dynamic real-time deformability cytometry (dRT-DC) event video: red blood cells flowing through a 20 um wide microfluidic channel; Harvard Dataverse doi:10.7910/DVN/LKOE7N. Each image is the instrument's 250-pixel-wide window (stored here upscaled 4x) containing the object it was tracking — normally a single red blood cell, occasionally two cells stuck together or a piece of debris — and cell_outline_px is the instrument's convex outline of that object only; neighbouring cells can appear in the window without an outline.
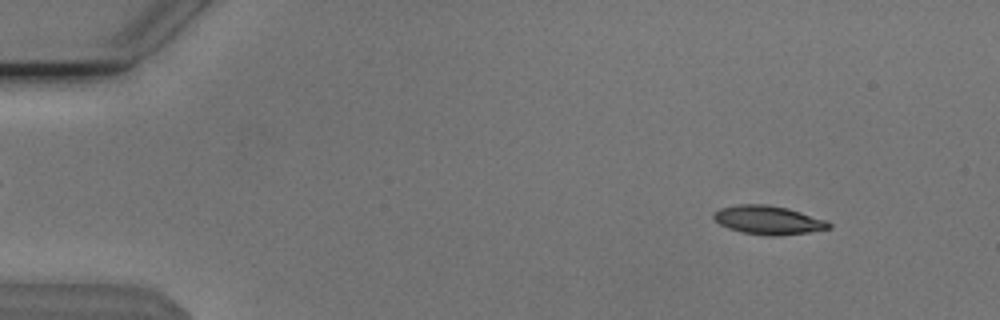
{"species": "Egyptian fruit bat (a non-hibernating species)", "species_latin": "Rousettus aegyptiacus", "temperature_condition": "cold", "stored_images_in_passage": 54, "camera_frame_rate_fps": 3000, "um_per_image_px": 0.085, "animal": {"sex": "male"}, "frame": {"image": 1, "passage_image": 6, "time_ms": 1.667, "image_size_px": [1000, 320], "cell_outline_px": [[832, 228], [808, 232], [776, 236], [768, 236], [744, 232], [728, 228], [720, 224], [712, 216], [712, 212], [720, 208], [740, 204], [764, 204], [784, 208], [800, 212], [828, 220], [832, 224]], "centroid_in_image_um": [65.31, 18.71], "position_along_channel_um": 19.7, "area_um2": 19.13}}
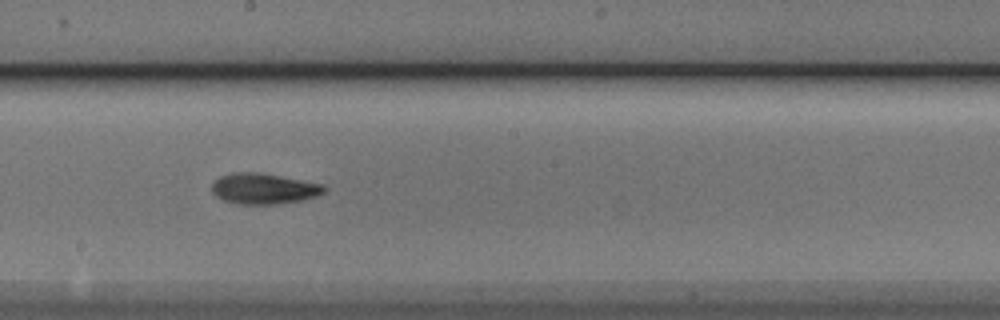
{"frame": {"image": 2, "passage_image": 30, "time_ms": 9.667, "image_size_px": [1000, 320], "cell_outline_px": [[328, 188], [324, 192], [316, 196], [300, 200], [276, 204], [236, 204], [224, 200], [216, 196], [212, 192], [212, 184], [220, 176], [232, 172], [256, 172], [280, 176], [324, 184]], "centroid_in_image_um": [22.42, 16.03], "position_along_channel_um": 225.8, "area_um2": 20.06}}
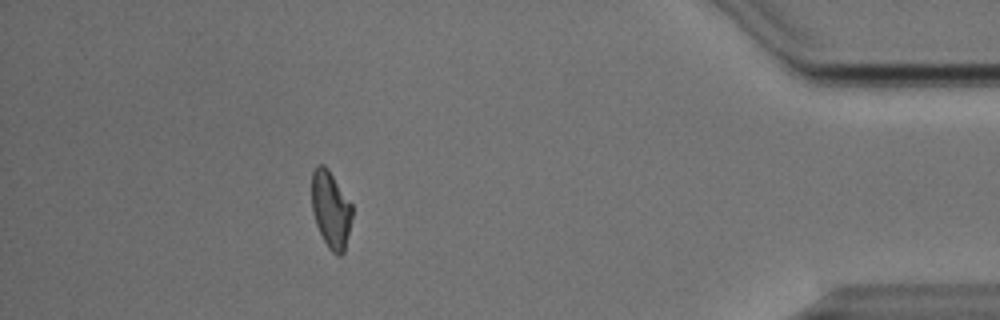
{"frame": {"image": 3, "passage_image": 48, "time_ms": 15.667, "image_size_px": [1000, 320], "cell_outline_px": [[352, 216], [344, 252], [340, 256], [336, 256], [328, 248], [316, 224], [312, 212], [312, 172], [316, 164], [324, 164], [328, 168], [352, 204]], "centroid_in_image_um": [28.11, 17.79], "position_along_channel_um": 407.1, "area_um2": 18.21}, "authors_computed_cell_mechanics": {"area_um2": 19.0451, "velocity_mm_per_s": 3.8216, "shape_relaxation_time_tau1_ms": 4.736, "shape_relaxation_time_tau2_ms": 4.1703, "deformation_change_tau1": 0.1374, "deformation_change_tau2": 0.11}}